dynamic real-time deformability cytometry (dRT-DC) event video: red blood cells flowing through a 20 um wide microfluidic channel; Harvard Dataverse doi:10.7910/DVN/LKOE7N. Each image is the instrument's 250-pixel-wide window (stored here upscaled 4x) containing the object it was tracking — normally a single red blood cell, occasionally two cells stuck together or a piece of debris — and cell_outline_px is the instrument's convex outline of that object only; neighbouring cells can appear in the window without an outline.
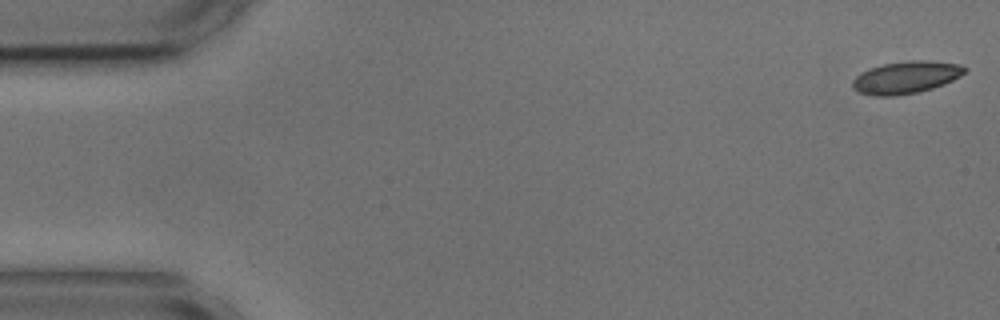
{"species": "common noctule bat (a hibernating species)", "species_latin": "Nyctalus noctula", "temperature_condition": "cold", "stored_images_in_passage": 51, "camera_frame_rate_fps": 3000, "um_per_image_px": 0.085, "animal": {"sex": "male", "body_mass_g": 17.9, "forearm_length_mm": 54.2}, "frame": {"image": 1, "passage_image": 1, "time_ms": 0.0, "image_size_px": [1000, 320], "cell_outline_px": [[968, 68], [960, 76], [944, 84], [932, 88], [916, 92], [896, 96], [876, 96], [860, 92], [852, 88], [852, 80], [860, 72], [868, 68], [884, 64], [908, 60], [928, 60], [960, 64]], "centroid_in_image_um": [76.99, 6.56], "position_along_channel_um": 8.0, "area_um2": 21.15}}
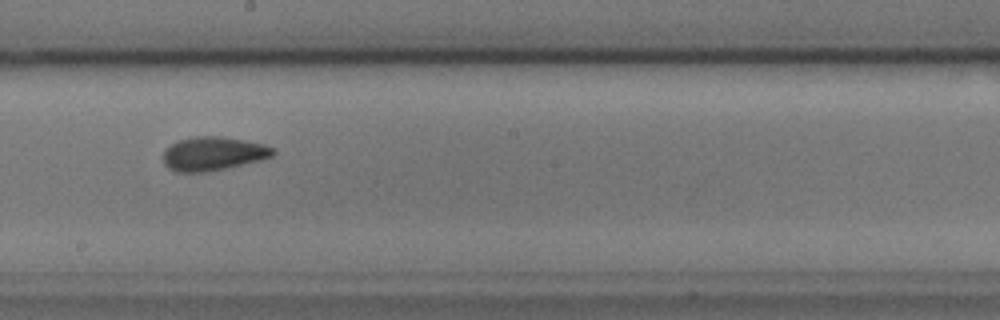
{"frame": {"image": 2, "passage_image": 30, "time_ms": 9.667, "image_size_px": [1000, 320], "cell_outline_px": [[276, 152], [272, 156], [260, 160], [208, 172], [176, 172], [168, 168], [164, 164], [164, 148], [180, 140], [196, 136], [220, 136], [244, 140], [264, 144], [276, 148]], "centroid_in_image_um": [18.12, 13.06], "position_along_channel_um": 230.1, "area_um2": 21.62}}
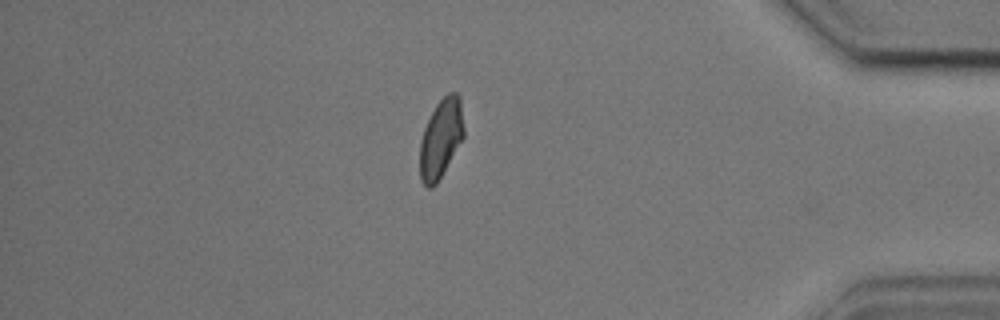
{"frame": {"image": 3, "passage_image": 47, "time_ms": 15.333, "image_size_px": [1000, 320], "cell_outline_px": [[464, 136], [436, 184], [432, 188], [428, 188], [420, 180], [420, 140], [424, 128], [436, 104], [448, 92], [456, 92], [460, 96], [464, 128]], "centroid_in_image_um": [37.47, 11.75], "position_along_channel_um": 397.7, "area_um2": 20.11}, "authors_computed_cell_mechanics": {"area_um2": 20.9814, "velocity_mm_per_s": 3.6002, "shape_relaxation_time_tau1_ms": 3.2687, "shape_relaxation_time_tau2_ms": 1.3854, "deformation_change_tau1": 0.0925, "deformation_change_tau2": 0.0725}}